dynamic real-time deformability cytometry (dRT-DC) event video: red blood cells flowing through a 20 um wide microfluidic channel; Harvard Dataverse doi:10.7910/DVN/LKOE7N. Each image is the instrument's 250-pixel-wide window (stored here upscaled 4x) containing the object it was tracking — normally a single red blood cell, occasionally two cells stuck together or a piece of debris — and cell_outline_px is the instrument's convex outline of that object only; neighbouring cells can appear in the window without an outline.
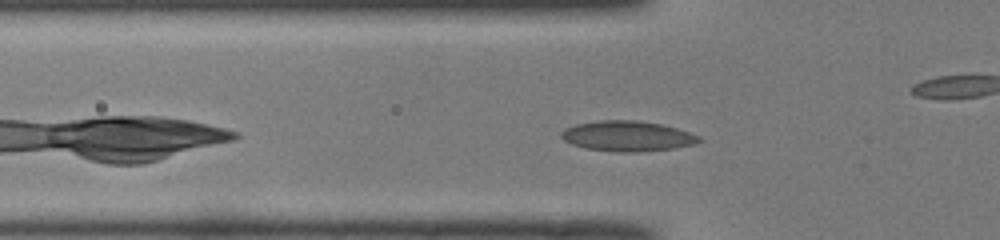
{"species": "common noctule bat (a hibernating species)", "species_latin": "Nyctalus noctula", "temperature_condition": "room temperature", "stored_images_in_passage": 41, "camera_frame_rate_fps": 3000, "um_per_image_px": 0.085, "animal": {"sex": "male", "body_mass_g": 19.0, "forearm_length_mm": 50.8}, "frame": {"image": 1, "passage_image": 6, "time_ms": 1.667, "image_size_px": [1000, 240], "cell_outline_px": [[704, 140], [696, 144], [672, 148], [640, 152], [612, 152], [584, 148], [572, 144], [564, 140], [560, 136], [560, 132], [564, 128], [576, 124], [600, 120], [636, 120], [660, 124], [676, 128], [700, 136]], "centroid_in_image_um": [53.31, 11.57], "position_along_channel_um": 72.5, "area_um2": 24.51}}
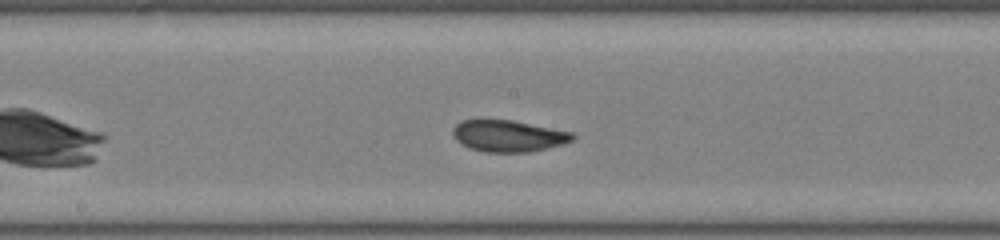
{"frame": {"image": 2, "passage_image": 16, "time_ms": 5.0, "image_size_px": [1000, 240], "cell_outline_px": [[576, 136], [572, 140], [564, 144], [548, 148], [528, 152], [484, 152], [468, 148], [460, 144], [456, 140], [452, 132], [452, 128], [460, 120], [512, 120], [576, 132]], "centroid_in_image_um": [43.23, 11.55], "position_along_channel_um": 205.0, "area_um2": 22.37}}
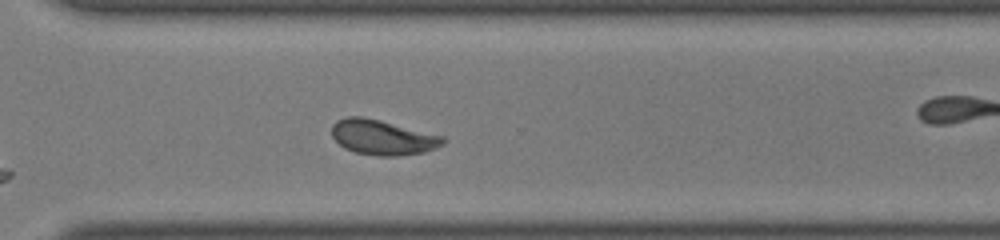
{"frame": {"image": 3, "passage_image": 26, "time_ms": 8.333, "image_size_px": [1000, 240], "cell_outline_px": [[448, 140], [444, 144], [436, 148], [424, 152], [400, 156], [376, 156], [356, 152], [344, 148], [332, 136], [332, 124], [336, 120], [348, 116], [360, 116], [380, 120], [444, 136]], "centroid_in_image_um": [32.54, 11.68], "position_along_channel_um": 338.1, "area_um2": 22.83}, "authors_computed_cell_mechanics": {"area_um2": 22.4264, "velocity_mm_per_s": 3.9833, "shape_relaxation_time_tau1_ms": 9.8909, "shape_relaxation_time_tau2_ms": 1.552, "deformation_change_tau1": 0.1998, "deformation_change_tau2": 0.0674}}